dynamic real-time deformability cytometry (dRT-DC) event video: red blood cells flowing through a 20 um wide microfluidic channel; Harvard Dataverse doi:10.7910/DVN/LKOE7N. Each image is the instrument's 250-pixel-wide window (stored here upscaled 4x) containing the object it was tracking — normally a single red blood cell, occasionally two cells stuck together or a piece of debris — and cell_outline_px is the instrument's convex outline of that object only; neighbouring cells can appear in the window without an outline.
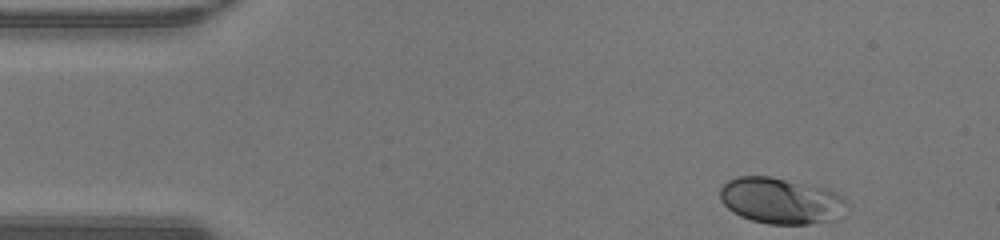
{"species": "human", "species_latin": "Homo sapiens", "temperature_condition": "warm", "stored_images_in_passage": 36, "camera_frame_rate_fps": 3000, "um_per_image_px": 0.085, "donor": {"sex": "male"}, "frame": {"image": 1, "passage_image": 1, "time_ms": 0.0, "image_size_px": [1000, 240], "cell_outline_px": [[844, 200], [832, 220], [808, 224], [768, 224], [752, 220], [740, 216], [732, 212], [720, 200], [720, 188], [728, 180], [736, 176], [772, 176], [828, 188], [844, 196]], "centroid_in_image_um": [66.27, 17.03], "position_along_channel_um": 18.7, "area_um2": 33.7}}
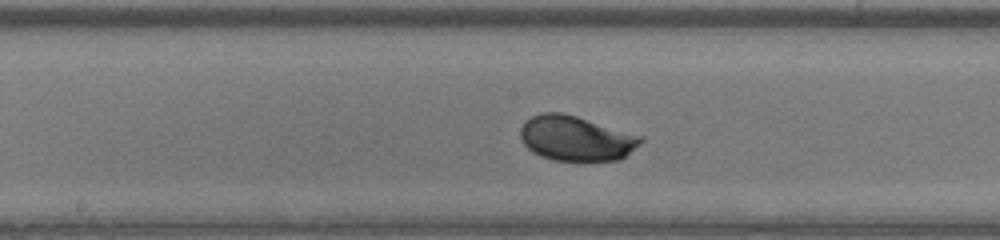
{"frame": {"image": 2, "passage_image": 20, "time_ms": 6.333, "image_size_px": [1000, 240], "cell_outline_px": [[644, 140], [640, 144], [620, 160], [552, 160], [540, 156], [532, 152], [524, 144], [520, 136], [520, 128], [524, 120], [540, 112], [560, 112], [576, 116], [644, 136]], "centroid_in_image_um": [48.94, 11.75], "position_along_channel_um": 199.3, "area_um2": 31.62}}
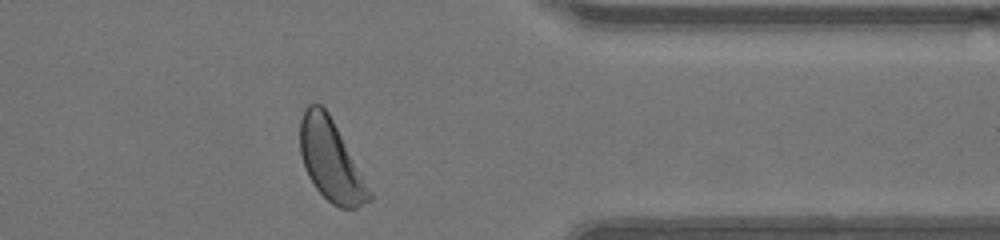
{"frame": {"image": 3, "passage_image": 34, "time_ms": 11.0, "image_size_px": [1000, 240], "cell_outline_px": [[372, 200], [356, 208], [340, 208], [332, 204], [316, 188], [308, 176], [300, 152], [300, 120], [304, 108], [308, 104], [320, 104], [328, 112], [372, 192]], "centroid_in_image_um": [28.12, 13.64], "position_along_channel_um": 383.3, "area_um2": 32.25}}